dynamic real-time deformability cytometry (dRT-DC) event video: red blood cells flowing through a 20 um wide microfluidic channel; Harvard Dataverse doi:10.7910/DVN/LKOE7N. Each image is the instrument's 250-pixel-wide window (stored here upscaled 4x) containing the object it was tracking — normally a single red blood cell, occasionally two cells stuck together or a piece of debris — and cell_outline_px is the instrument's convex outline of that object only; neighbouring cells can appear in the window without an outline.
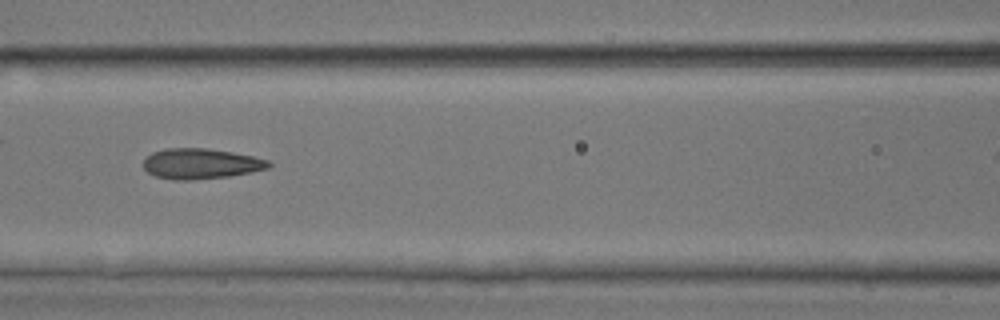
{"species": "common noctule bat (a hibernating species)", "species_latin": "Nyctalus noctula", "temperature_condition": "room temperature", "stored_images_in_passage": 4, "camera_frame_rate_fps": 3000, "um_per_image_px": 0.085, "animal": {"sex": "male", "body_mass_g": 17.9, "forearm_length_mm": 54.2}, "frame": {"image": 1, "passage_image": 4, "time_ms": 1.0, "image_size_px": [1000, 320], "cell_outline_px": [[272, 164], [268, 168], [252, 172], [228, 176], [192, 180], [176, 180], [156, 176], [148, 172], [144, 168], [144, 160], [152, 152], [164, 148], [208, 148], [232, 152], [252, 156], [268, 160]], "centroid_in_image_um": [17.07, 13.91], "position_along_channel_um": 149.5, "area_um2": 22.14}}